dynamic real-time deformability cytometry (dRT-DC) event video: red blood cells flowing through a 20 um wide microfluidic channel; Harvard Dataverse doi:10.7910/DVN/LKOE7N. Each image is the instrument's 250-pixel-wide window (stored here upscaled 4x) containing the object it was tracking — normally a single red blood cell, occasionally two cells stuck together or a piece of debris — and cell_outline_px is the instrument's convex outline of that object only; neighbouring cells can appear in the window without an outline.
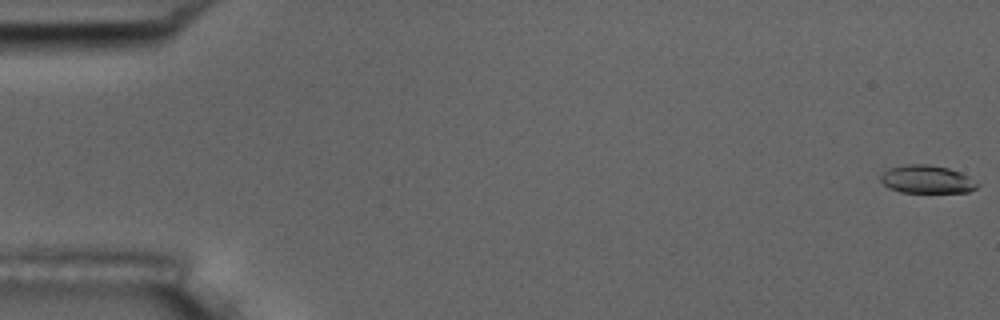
{"species": "common noctule bat (a hibernating species)", "species_latin": "Nyctalus noctula", "temperature_condition": "room temperature", "stored_images_in_passage": 3, "camera_frame_rate_fps": 3000, "um_per_image_px": 0.085, "animal": {"sex": "male", "body_mass_g": 17.5, "forearm_length_mm": 52.3}, "frame": {"image": 1, "passage_image": 1, "time_ms": 0.0, "image_size_px": [1000, 320], "cell_outline_px": [[980, 184], [976, 188], [968, 192], [900, 192], [888, 188], [880, 180], [880, 176], [888, 168], [908, 164], [928, 164], [948, 168], [960, 172], [968, 176]], "centroid_in_image_um": [78.77, 15.24], "position_along_channel_um": 6.2, "area_um2": 15.78}}